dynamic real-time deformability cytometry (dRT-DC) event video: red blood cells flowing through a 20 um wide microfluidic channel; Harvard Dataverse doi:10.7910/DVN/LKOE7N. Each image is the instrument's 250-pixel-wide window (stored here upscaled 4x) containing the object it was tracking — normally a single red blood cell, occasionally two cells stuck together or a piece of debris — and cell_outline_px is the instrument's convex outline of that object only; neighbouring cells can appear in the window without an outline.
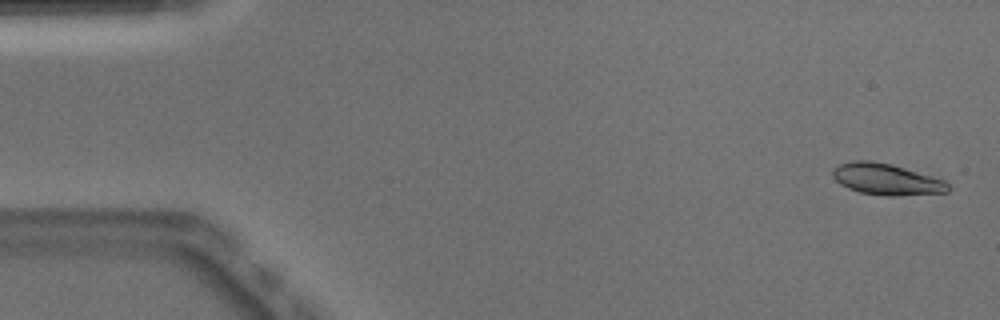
{"species": "Egyptian fruit bat (a non-hibernating species)", "species_latin": "Rousettus aegyptiacus", "temperature_condition": "warm", "stored_images_in_passage": 45, "camera_frame_rate_fps": 3000, "um_per_image_px": 0.085, "animal": {"sex": "male"}, "frame": {"image": 1, "passage_image": 2, "time_ms": 0.333, "image_size_px": [1000, 320], "cell_outline_px": [[952, 188], [948, 192], [892, 196], [888, 196], [860, 192], [848, 188], [840, 184], [832, 176], [832, 168], [840, 164], [852, 160], [872, 160], [892, 164], [944, 180]], "centroid_in_image_um": [75.33, 15.23], "position_along_channel_um": 9.7, "area_um2": 21.1}}
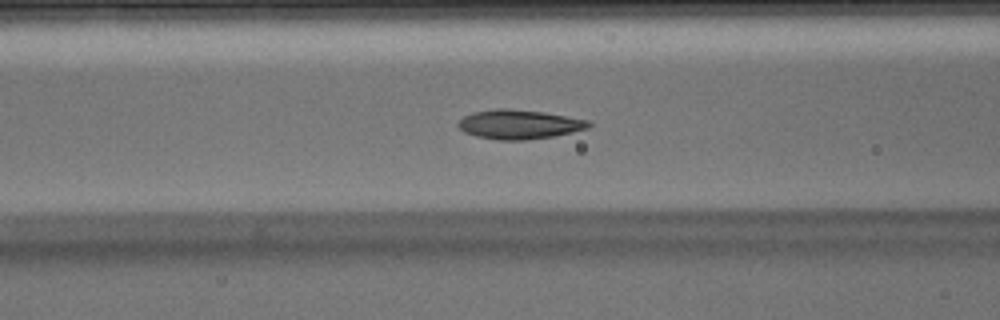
{"frame": {"image": 2, "passage_image": 20, "time_ms": 6.333, "image_size_px": [1000, 320], "cell_outline_px": [[592, 124], [588, 128], [572, 132], [552, 136], [524, 140], [496, 140], [476, 136], [464, 132], [456, 124], [464, 116], [472, 112], [496, 108], [508, 108], [544, 112], [592, 120]], "centroid_in_image_um": [44.14, 10.56], "position_along_channel_um": 122.5, "area_um2": 22.43}}
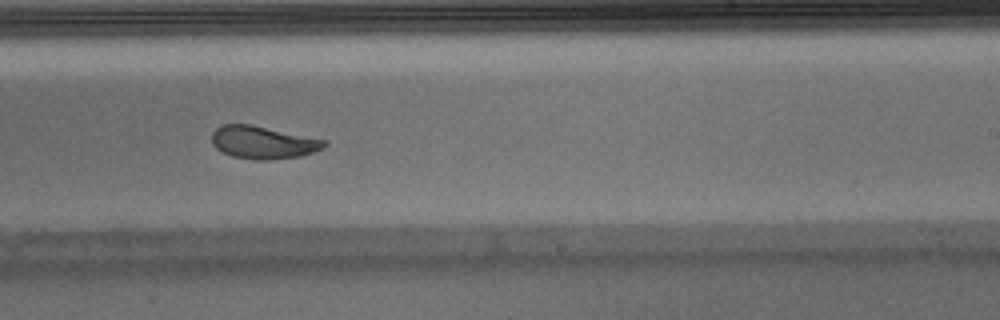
{"frame": {"image": 3, "passage_image": 31, "time_ms": 10.0, "image_size_px": [1000, 320], "cell_outline_px": [[328, 144], [324, 148], [300, 156], [272, 160], [256, 160], [232, 156], [216, 148], [212, 144], [212, 132], [220, 124], [252, 124], [324, 140]], "centroid_in_image_um": [22.33, 12.1], "position_along_channel_um": 266.7, "area_um2": 21.39}, "authors_computed_cell_mechanics": {"area_um2": 21.5594, "velocity_mm_per_s": 3.9335, "shape_relaxation_time_tau1_ms": 5.2578, "shape_relaxation_time_tau2_ms": 1.1897, "deformation_change_tau1": 0.1657, "deformation_change_tau2": 0.0579}}